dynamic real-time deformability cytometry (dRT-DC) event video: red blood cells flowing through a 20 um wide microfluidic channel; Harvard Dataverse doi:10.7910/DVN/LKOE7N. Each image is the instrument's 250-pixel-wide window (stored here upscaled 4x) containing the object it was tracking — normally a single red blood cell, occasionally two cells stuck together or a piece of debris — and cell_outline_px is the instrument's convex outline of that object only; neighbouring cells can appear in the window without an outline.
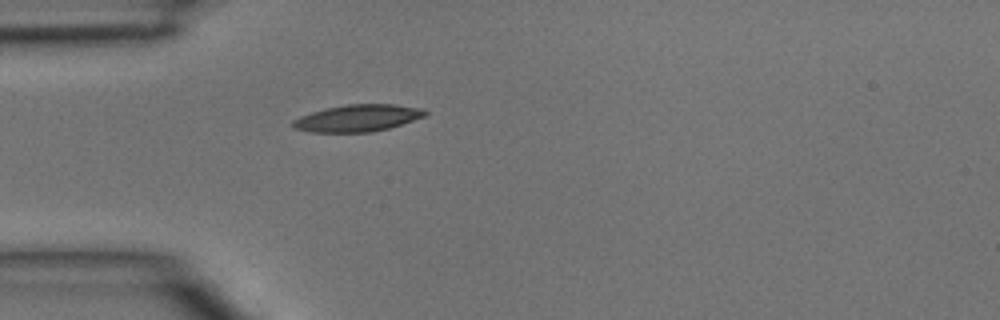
{"species": "common noctule bat (a hibernating species)", "species_latin": "Nyctalus noctula", "temperature_condition": "room temperature", "stored_images_in_passage": 4, "camera_frame_rate_fps": 3000, "um_per_image_px": 0.085, "animal": {"sex": "male", "body_mass_g": 15.6}, "frame": {"image": 1, "passage_image": 4, "time_ms": 1.0, "image_size_px": [1000, 320], "cell_outline_px": [[428, 112], [424, 116], [388, 128], [372, 132], [312, 132], [292, 128], [292, 120], [300, 116], [324, 108], [348, 104], [396, 104], [424, 108]], "centroid_in_image_um": [30.38, 10.03], "position_along_channel_um": 54.6, "area_um2": 20.75}}